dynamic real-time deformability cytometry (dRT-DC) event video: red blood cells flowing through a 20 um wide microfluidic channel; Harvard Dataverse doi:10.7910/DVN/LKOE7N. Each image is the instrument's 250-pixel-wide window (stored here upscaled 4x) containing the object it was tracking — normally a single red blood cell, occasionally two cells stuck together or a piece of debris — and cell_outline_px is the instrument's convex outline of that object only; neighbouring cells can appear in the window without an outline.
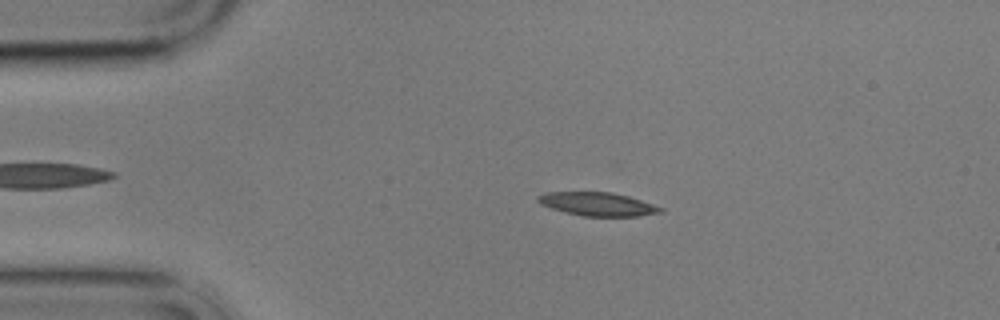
{"species": "common noctule bat (a hibernating species)", "species_latin": "Nyctalus noctula", "temperature_condition": "cold", "stored_images_in_passage": 5, "camera_frame_rate_fps": 3000, "um_per_image_px": 0.085, "animal": {"sex": "male", "body_mass_g": 17.9}, "frame": {"image": 1, "passage_image": 3, "time_ms": 2.333, "image_size_px": [1000, 320], "cell_outline_px": [[664, 212], [640, 216], [584, 216], [564, 212], [540, 204], [536, 200], [536, 196], [544, 192], [612, 192], [628, 196], [664, 208]], "centroid_in_image_um": [50.78, 17.34], "position_along_channel_um": 34.2, "area_um2": 16.82}}